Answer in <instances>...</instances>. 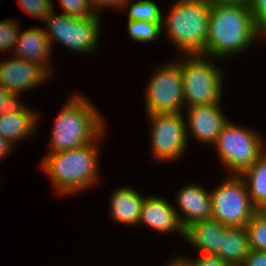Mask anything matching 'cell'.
Segmentation results:
<instances>
[{"label":"cell","mask_w":266,"mask_h":266,"mask_svg":"<svg viewBox=\"0 0 266 266\" xmlns=\"http://www.w3.org/2000/svg\"><path fill=\"white\" fill-rule=\"evenodd\" d=\"M190 266H230L221 257L214 254H199L195 259L184 257Z\"/></svg>","instance_id":"cell-29"},{"label":"cell","mask_w":266,"mask_h":266,"mask_svg":"<svg viewBox=\"0 0 266 266\" xmlns=\"http://www.w3.org/2000/svg\"><path fill=\"white\" fill-rule=\"evenodd\" d=\"M210 7L206 0H177L163 18L164 33L182 55H204Z\"/></svg>","instance_id":"cell-4"},{"label":"cell","mask_w":266,"mask_h":266,"mask_svg":"<svg viewBox=\"0 0 266 266\" xmlns=\"http://www.w3.org/2000/svg\"><path fill=\"white\" fill-rule=\"evenodd\" d=\"M58 2L65 15L90 18L97 14L91 0H58Z\"/></svg>","instance_id":"cell-25"},{"label":"cell","mask_w":266,"mask_h":266,"mask_svg":"<svg viewBox=\"0 0 266 266\" xmlns=\"http://www.w3.org/2000/svg\"><path fill=\"white\" fill-rule=\"evenodd\" d=\"M240 176L244 179L252 204L259 209L266 204V151Z\"/></svg>","instance_id":"cell-20"},{"label":"cell","mask_w":266,"mask_h":266,"mask_svg":"<svg viewBox=\"0 0 266 266\" xmlns=\"http://www.w3.org/2000/svg\"><path fill=\"white\" fill-rule=\"evenodd\" d=\"M20 29L17 20L5 19L0 21V52L14 51Z\"/></svg>","instance_id":"cell-24"},{"label":"cell","mask_w":266,"mask_h":266,"mask_svg":"<svg viewBox=\"0 0 266 266\" xmlns=\"http://www.w3.org/2000/svg\"><path fill=\"white\" fill-rule=\"evenodd\" d=\"M100 21L99 13L90 18H78L64 13L58 15L54 9L43 23L52 48L57 42L78 54H93L98 46Z\"/></svg>","instance_id":"cell-7"},{"label":"cell","mask_w":266,"mask_h":266,"mask_svg":"<svg viewBox=\"0 0 266 266\" xmlns=\"http://www.w3.org/2000/svg\"><path fill=\"white\" fill-rule=\"evenodd\" d=\"M145 224L155 232L168 234L178 232L184 238L185 228L179 216L169 201L159 196H145L141 208L140 224Z\"/></svg>","instance_id":"cell-13"},{"label":"cell","mask_w":266,"mask_h":266,"mask_svg":"<svg viewBox=\"0 0 266 266\" xmlns=\"http://www.w3.org/2000/svg\"><path fill=\"white\" fill-rule=\"evenodd\" d=\"M250 12L256 28L262 36H266V0H249Z\"/></svg>","instance_id":"cell-28"},{"label":"cell","mask_w":266,"mask_h":266,"mask_svg":"<svg viewBox=\"0 0 266 266\" xmlns=\"http://www.w3.org/2000/svg\"><path fill=\"white\" fill-rule=\"evenodd\" d=\"M13 146L0 135V159H3L12 152Z\"/></svg>","instance_id":"cell-32"},{"label":"cell","mask_w":266,"mask_h":266,"mask_svg":"<svg viewBox=\"0 0 266 266\" xmlns=\"http://www.w3.org/2000/svg\"><path fill=\"white\" fill-rule=\"evenodd\" d=\"M240 266H266V252L250 249Z\"/></svg>","instance_id":"cell-30"},{"label":"cell","mask_w":266,"mask_h":266,"mask_svg":"<svg viewBox=\"0 0 266 266\" xmlns=\"http://www.w3.org/2000/svg\"><path fill=\"white\" fill-rule=\"evenodd\" d=\"M169 263V264H168ZM166 266H190L187 260L183 256H176V258L171 259V261L167 262Z\"/></svg>","instance_id":"cell-33"},{"label":"cell","mask_w":266,"mask_h":266,"mask_svg":"<svg viewBox=\"0 0 266 266\" xmlns=\"http://www.w3.org/2000/svg\"><path fill=\"white\" fill-rule=\"evenodd\" d=\"M22 10L40 22L44 21L54 10L53 1L51 0H18Z\"/></svg>","instance_id":"cell-26"},{"label":"cell","mask_w":266,"mask_h":266,"mask_svg":"<svg viewBox=\"0 0 266 266\" xmlns=\"http://www.w3.org/2000/svg\"><path fill=\"white\" fill-rule=\"evenodd\" d=\"M210 192L212 215L227 227H245L258 211L252 204L244 179L231 174Z\"/></svg>","instance_id":"cell-8"},{"label":"cell","mask_w":266,"mask_h":266,"mask_svg":"<svg viewBox=\"0 0 266 266\" xmlns=\"http://www.w3.org/2000/svg\"><path fill=\"white\" fill-rule=\"evenodd\" d=\"M249 248L256 251L266 252V219L257 211L247 222Z\"/></svg>","instance_id":"cell-23"},{"label":"cell","mask_w":266,"mask_h":266,"mask_svg":"<svg viewBox=\"0 0 266 266\" xmlns=\"http://www.w3.org/2000/svg\"><path fill=\"white\" fill-rule=\"evenodd\" d=\"M150 126L151 152L154 160L176 161L184 155L189 144L184 114H147Z\"/></svg>","instance_id":"cell-10"},{"label":"cell","mask_w":266,"mask_h":266,"mask_svg":"<svg viewBox=\"0 0 266 266\" xmlns=\"http://www.w3.org/2000/svg\"><path fill=\"white\" fill-rule=\"evenodd\" d=\"M163 23H152L148 21H127V31L132 40L140 43H150L158 39L160 34L163 35L162 31Z\"/></svg>","instance_id":"cell-22"},{"label":"cell","mask_w":266,"mask_h":266,"mask_svg":"<svg viewBox=\"0 0 266 266\" xmlns=\"http://www.w3.org/2000/svg\"><path fill=\"white\" fill-rule=\"evenodd\" d=\"M155 72L145 88L146 113H182L185 101L179 60L166 62Z\"/></svg>","instance_id":"cell-9"},{"label":"cell","mask_w":266,"mask_h":266,"mask_svg":"<svg viewBox=\"0 0 266 266\" xmlns=\"http://www.w3.org/2000/svg\"><path fill=\"white\" fill-rule=\"evenodd\" d=\"M143 197L132 187L121 186L111 194L110 215L118 223L127 226L138 225L141 216Z\"/></svg>","instance_id":"cell-17"},{"label":"cell","mask_w":266,"mask_h":266,"mask_svg":"<svg viewBox=\"0 0 266 266\" xmlns=\"http://www.w3.org/2000/svg\"><path fill=\"white\" fill-rule=\"evenodd\" d=\"M21 94L11 93L9 90L0 86V113H14L22 111L26 106L20 102Z\"/></svg>","instance_id":"cell-27"},{"label":"cell","mask_w":266,"mask_h":266,"mask_svg":"<svg viewBox=\"0 0 266 266\" xmlns=\"http://www.w3.org/2000/svg\"><path fill=\"white\" fill-rule=\"evenodd\" d=\"M82 94H74L57 115L49 152L66 151L94 142L106 131L101 112Z\"/></svg>","instance_id":"cell-3"},{"label":"cell","mask_w":266,"mask_h":266,"mask_svg":"<svg viewBox=\"0 0 266 266\" xmlns=\"http://www.w3.org/2000/svg\"><path fill=\"white\" fill-rule=\"evenodd\" d=\"M186 108V131L201 143H215L224 125L229 121L221 108V102L211 105H196Z\"/></svg>","instance_id":"cell-12"},{"label":"cell","mask_w":266,"mask_h":266,"mask_svg":"<svg viewBox=\"0 0 266 266\" xmlns=\"http://www.w3.org/2000/svg\"><path fill=\"white\" fill-rule=\"evenodd\" d=\"M183 57L179 59V67L185 107L220 103L224 79L223 71L214 63L216 58L202 54Z\"/></svg>","instance_id":"cell-5"},{"label":"cell","mask_w":266,"mask_h":266,"mask_svg":"<svg viewBox=\"0 0 266 266\" xmlns=\"http://www.w3.org/2000/svg\"><path fill=\"white\" fill-rule=\"evenodd\" d=\"M127 1L128 0H91V3L94 10L98 13L99 10H101V8L103 9L104 7H111L112 9L115 7L121 10Z\"/></svg>","instance_id":"cell-31"},{"label":"cell","mask_w":266,"mask_h":266,"mask_svg":"<svg viewBox=\"0 0 266 266\" xmlns=\"http://www.w3.org/2000/svg\"><path fill=\"white\" fill-rule=\"evenodd\" d=\"M48 78L52 76L42 66L13 55L0 62V86L11 93L21 94L32 87L34 89Z\"/></svg>","instance_id":"cell-11"},{"label":"cell","mask_w":266,"mask_h":266,"mask_svg":"<svg viewBox=\"0 0 266 266\" xmlns=\"http://www.w3.org/2000/svg\"><path fill=\"white\" fill-rule=\"evenodd\" d=\"M211 5L214 4H228V3H249V0H206Z\"/></svg>","instance_id":"cell-34"},{"label":"cell","mask_w":266,"mask_h":266,"mask_svg":"<svg viewBox=\"0 0 266 266\" xmlns=\"http://www.w3.org/2000/svg\"><path fill=\"white\" fill-rule=\"evenodd\" d=\"M258 211L262 214V216L266 219V204L261 206Z\"/></svg>","instance_id":"cell-35"},{"label":"cell","mask_w":266,"mask_h":266,"mask_svg":"<svg viewBox=\"0 0 266 266\" xmlns=\"http://www.w3.org/2000/svg\"><path fill=\"white\" fill-rule=\"evenodd\" d=\"M212 146L225 169L235 175H240L266 151L265 141L258 131L231 121L224 125Z\"/></svg>","instance_id":"cell-6"},{"label":"cell","mask_w":266,"mask_h":266,"mask_svg":"<svg viewBox=\"0 0 266 266\" xmlns=\"http://www.w3.org/2000/svg\"><path fill=\"white\" fill-rule=\"evenodd\" d=\"M250 251L245 227H227L216 254L230 266H240Z\"/></svg>","instance_id":"cell-19"},{"label":"cell","mask_w":266,"mask_h":266,"mask_svg":"<svg viewBox=\"0 0 266 266\" xmlns=\"http://www.w3.org/2000/svg\"><path fill=\"white\" fill-rule=\"evenodd\" d=\"M176 212L184 228L193 222L210 219L212 215L210 191L199 184L190 183L177 193ZM181 211L182 216L179 212Z\"/></svg>","instance_id":"cell-15"},{"label":"cell","mask_w":266,"mask_h":266,"mask_svg":"<svg viewBox=\"0 0 266 266\" xmlns=\"http://www.w3.org/2000/svg\"><path fill=\"white\" fill-rule=\"evenodd\" d=\"M132 1V2H131ZM131 4V5H130ZM130 5V7H129ZM129 7L128 20L148 21L152 23H163V15L156 2L151 0H128L123 9Z\"/></svg>","instance_id":"cell-21"},{"label":"cell","mask_w":266,"mask_h":266,"mask_svg":"<svg viewBox=\"0 0 266 266\" xmlns=\"http://www.w3.org/2000/svg\"><path fill=\"white\" fill-rule=\"evenodd\" d=\"M39 113L25 107L14 113H0V135L12 146L35 132Z\"/></svg>","instance_id":"cell-18"},{"label":"cell","mask_w":266,"mask_h":266,"mask_svg":"<svg viewBox=\"0 0 266 266\" xmlns=\"http://www.w3.org/2000/svg\"><path fill=\"white\" fill-rule=\"evenodd\" d=\"M208 27L204 55L216 59L240 55L261 37L248 3L211 5Z\"/></svg>","instance_id":"cell-1"},{"label":"cell","mask_w":266,"mask_h":266,"mask_svg":"<svg viewBox=\"0 0 266 266\" xmlns=\"http://www.w3.org/2000/svg\"><path fill=\"white\" fill-rule=\"evenodd\" d=\"M52 46L48 36L43 28L33 26L24 30H20L16 46L12 55L23 60L34 62L42 66L51 76L52 67H50V57L52 56Z\"/></svg>","instance_id":"cell-14"},{"label":"cell","mask_w":266,"mask_h":266,"mask_svg":"<svg viewBox=\"0 0 266 266\" xmlns=\"http://www.w3.org/2000/svg\"><path fill=\"white\" fill-rule=\"evenodd\" d=\"M104 134L89 144L66 151L49 152L43 158L40 168L49 177L57 194L70 196L98 184V142Z\"/></svg>","instance_id":"cell-2"},{"label":"cell","mask_w":266,"mask_h":266,"mask_svg":"<svg viewBox=\"0 0 266 266\" xmlns=\"http://www.w3.org/2000/svg\"><path fill=\"white\" fill-rule=\"evenodd\" d=\"M226 228L227 226L214 218L199 220L185 228L184 239L197 248L199 254L216 255L221 249Z\"/></svg>","instance_id":"cell-16"}]
</instances>
